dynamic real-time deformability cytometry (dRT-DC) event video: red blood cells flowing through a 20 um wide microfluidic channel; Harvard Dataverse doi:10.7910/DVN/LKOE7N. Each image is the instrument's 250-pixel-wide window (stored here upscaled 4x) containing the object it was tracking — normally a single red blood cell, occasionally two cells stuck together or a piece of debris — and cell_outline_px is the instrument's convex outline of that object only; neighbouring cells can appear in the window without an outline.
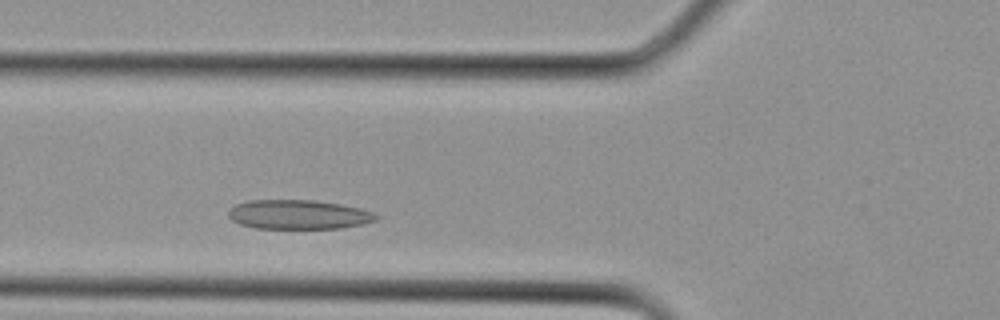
{"species": "Egyptian fruit bat (a non-hibernating species)", "species_latin": "Rousettus aegyptiacus", "temperature_condition": "cold", "stored_images_in_passage": 14, "camera_frame_rate_fps": 3000, "um_per_image_px": 0.085, "animal": {"sex": "female"}, "frame": {"image": 1, "passage_image": 4, "time_ms": 1.0, "image_size_px": [1000, 320], "cell_outline_px": [[380, 216], [376, 220], [364, 224], [340, 228], [256, 228], [240, 224], [232, 220], [228, 216], [228, 212], [236, 204], [248, 200], [312, 200], [340, 204], [360, 208], [372, 212]], "centroid_in_image_um": [25.38, 18.23], "position_along_channel_um": 100.4, "area_um2": 25.14}}
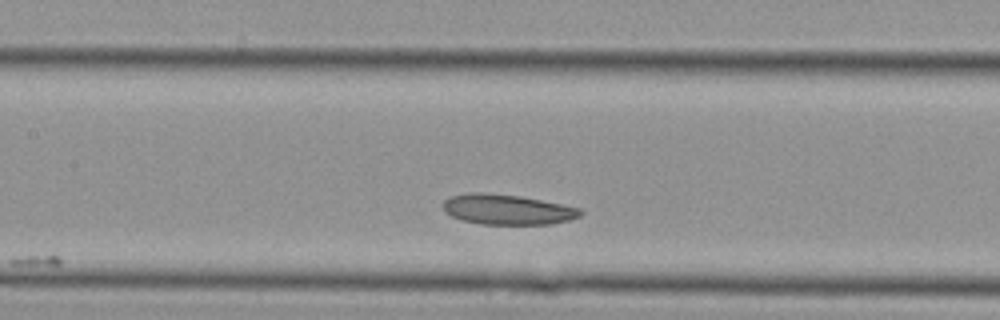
{"frame": {"image": 2, "passage_image": 7, "time_ms": 2.0, "image_size_px": [1000, 320], "cell_outline_px": [[584, 212], [580, 216], [568, 220], [552, 224], [480, 224], [464, 220], [452, 216], [444, 212], [444, 200], [452, 196], [472, 192], [480, 192], [520, 196], [580, 208]], "centroid_in_image_um": [43.13, 17.81], "position_along_channel_um": 164.3, "area_um2": 23.93}}